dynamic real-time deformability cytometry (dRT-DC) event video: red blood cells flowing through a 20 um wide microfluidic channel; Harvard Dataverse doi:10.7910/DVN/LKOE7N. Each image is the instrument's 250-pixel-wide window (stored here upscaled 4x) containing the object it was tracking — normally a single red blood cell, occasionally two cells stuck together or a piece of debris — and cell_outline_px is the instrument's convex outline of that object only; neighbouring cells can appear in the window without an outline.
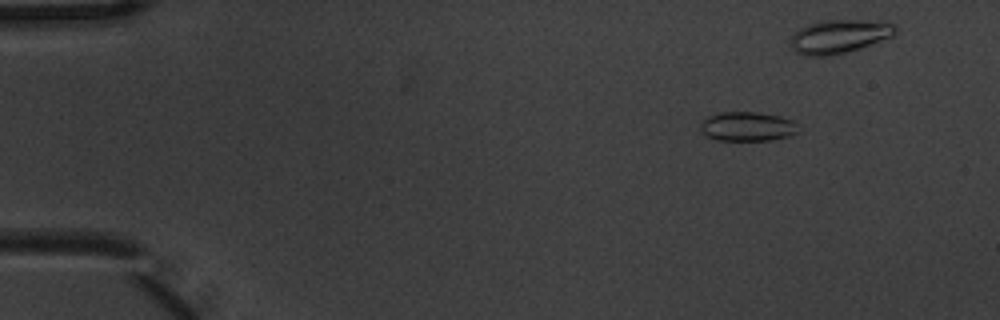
{"species": "common noctule bat (a hibernating species)", "species_latin": "Nyctalus noctula", "temperature_condition": "warm", "stored_images_in_passage": 6, "camera_frame_rate_fps": 3000, "um_per_image_px": 0.085, "animal": {"sex": "male", "body_mass_g": 20.1, "forearm_length_mm": 53.5}, "frame": {"image": 1, "passage_image": 3, "time_ms": 0.667, "image_size_px": [1000, 320], "cell_outline_px": [[796, 132], [788, 136], [772, 140], [720, 140], [708, 136], [700, 132], [700, 124], [708, 116], [720, 112], [756, 112], [780, 116], [792, 120], [796, 124]], "centroid_in_image_um": [63.49, 10.74], "position_along_channel_um": 21.5, "area_um2": 16.53}}
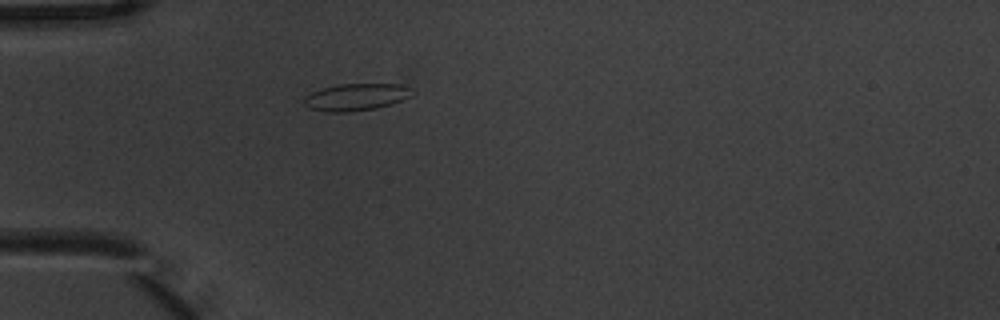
{"frame": {"image": 2, "passage_image": 6, "time_ms": 1.667, "image_size_px": [1000, 320], "cell_outline_px": [[412, 96], [392, 104], [376, 108], [348, 112], [328, 112], [308, 108], [304, 104], [304, 96], [312, 92], [324, 88], [340, 84], [400, 84], [408, 88]], "centroid_in_image_um": [30.23, 8.26], "position_along_channel_um": 54.8, "area_um2": 16.88}}